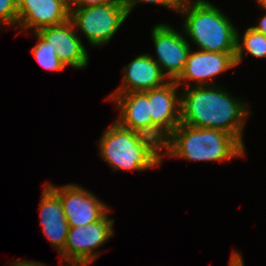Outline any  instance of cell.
Instances as JSON below:
<instances>
[{"instance_id":"9","label":"cell","mask_w":266,"mask_h":266,"mask_svg":"<svg viewBox=\"0 0 266 266\" xmlns=\"http://www.w3.org/2000/svg\"><path fill=\"white\" fill-rule=\"evenodd\" d=\"M46 184L60 197L69 227L87 225L99 221L109 210L98 196L78 184L55 186Z\"/></svg>"},{"instance_id":"6","label":"cell","mask_w":266,"mask_h":266,"mask_svg":"<svg viewBox=\"0 0 266 266\" xmlns=\"http://www.w3.org/2000/svg\"><path fill=\"white\" fill-rule=\"evenodd\" d=\"M110 210L99 220L87 225L69 227L64 250L60 253L66 266H89L100 254L96 249L104 246L114 235V218Z\"/></svg>"},{"instance_id":"10","label":"cell","mask_w":266,"mask_h":266,"mask_svg":"<svg viewBox=\"0 0 266 266\" xmlns=\"http://www.w3.org/2000/svg\"><path fill=\"white\" fill-rule=\"evenodd\" d=\"M236 67L235 53L190 50L185 68L175 81L182 88L215 85L213 78ZM184 82V83H183ZM213 83V84H212Z\"/></svg>"},{"instance_id":"3","label":"cell","mask_w":266,"mask_h":266,"mask_svg":"<svg viewBox=\"0 0 266 266\" xmlns=\"http://www.w3.org/2000/svg\"><path fill=\"white\" fill-rule=\"evenodd\" d=\"M99 155L113 171H145L162 163V146L148 135L122 127L117 121L97 141Z\"/></svg>"},{"instance_id":"17","label":"cell","mask_w":266,"mask_h":266,"mask_svg":"<svg viewBox=\"0 0 266 266\" xmlns=\"http://www.w3.org/2000/svg\"><path fill=\"white\" fill-rule=\"evenodd\" d=\"M32 33L38 39V42L31 51L41 67L51 72L64 71L66 67L58 58L56 50L49 43H46L36 32Z\"/></svg>"},{"instance_id":"16","label":"cell","mask_w":266,"mask_h":266,"mask_svg":"<svg viewBox=\"0 0 266 266\" xmlns=\"http://www.w3.org/2000/svg\"><path fill=\"white\" fill-rule=\"evenodd\" d=\"M244 53L256 58H266V36L263 33L256 31L254 28L249 27L245 30L242 37H240L237 28L235 53L236 66L243 61Z\"/></svg>"},{"instance_id":"18","label":"cell","mask_w":266,"mask_h":266,"mask_svg":"<svg viewBox=\"0 0 266 266\" xmlns=\"http://www.w3.org/2000/svg\"><path fill=\"white\" fill-rule=\"evenodd\" d=\"M18 4L17 0H0V26L17 28Z\"/></svg>"},{"instance_id":"4","label":"cell","mask_w":266,"mask_h":266,"mask_svg":"<svg viewBox=\"0 0 266 266\" xmlns=\"http://www.w3.org/2000/svg\"><path fill=\"white\" fill-rule=\"evenodd\" d=\"M178 14L184 18L183 34L198 50L236 53L237 27L216 5L206 0H183Z\"/></svg>"},{"instance_id":"1","label":"cell","mask_w":266,"mask_h":266,"mask_svg":"<svg viewBox=\"0 0 266 266\" xmlns=\"http://www.w3.org/2000/svg\"><path fill=\"white\" fill-rule=\"evenodd\" d=\"M180 94V123L224 131L246 147L243 131L252 111L245 101L229 94L220 84L181 88Z\"/></svg>"},{"instance_id":"5","label":"cell","mask_w":266,"mask_h":266,"mask_svg":"<svg viewBox=\"0 0 266 266\" xmlns=\"http://www.w3.org/2000/svg\"><path fill=\"white\" fill-rule=\"evenodd\" d=\"M70 20L91 46L102 47L112 40L128 18L122 0L90 7H69Z\"/></svg>"},{"instance_id":"15","label":"cell","mask_w":266,"mask_h":266,"mask_svg":"<svg viewBox=\"0 0 266 266\" xmlns=\"http://www.w3.org/2000/svg\"><path fill=\"white\" fill-rule=\"evenodd\" d=\"M39 210L41 231L60 254L67 241L69 225L60 197L47 184L42 191Z\"/></svg>"},{"instance_id":"19","label":"cell","mask_w":266,"mask_h":266,"mask_svg":"<svg viewBox=\"0 0 266 266\" xmlns=\"http://www.w3.org/2000/svg\"><path fill=\"white\" fill-rule=\"evenodd\" d=\"M122 2L127 9L128 15H130L133 8H135L139 3L157 4L178 12L180 7L182 6L183 0H122Z\"/></svg>"},{"instance_id":"22","label":"cell","mask_w":266,"mask_h":266,"mask_svg":"<svg viewBox=\"0 0 266 266\" xmlns=\"http://www.w3.org/2000/svg\"><path fill=\"white\" fill-rule=\"evenodd\" d=\"M10 266H47L44 263L28 260H15Z\"/></svg>"},{"instance_id":"12","label":"cell","mask_w":266,"mask_h":266,"mask_svg":"<svg viewBox=\"0 0 266 266\" xmlns=\"http://www.w3.org/2000/svg\"><path fill=\"white\" fill-rule=\"evenodd\" d=\"M17 28L21 32L56 26L70 19L69 0H17Z\"/></svg>"},{"instance_id":"14","label":"cell","mask_w":266,"mask_h":266,"mask_svg":"<svg viewBox=\"0 0 266 266\" xmlns=\"http://www.w3.org/2000/svg\"><path fill=\"white\" fill-rule=\"evenodd\" d=\"M119 111L116 121L124 128L148 135L152 138V120L148 96L144 92L111 94L106 98Z\"/></svg>"},{"instance_id":"20","label":"cell","mask_w":266,"mask_h":266,"mask_svg":"<svg viewBox=\"0 0 266 266\" xmlns=\"http://www.w3.org/2000/svg\"><path fill=\"white\" fill-rule=\"evenodd\" d=\"M116 0H69V7H90L108 4Z\"/></svg>"},{"instance_id":"21","label":"cell","mask_w":266,"mask_h":266,"mask_svg":"<svg viewBox=\"0 0 266 266\" xmlns=\"http://www.w3.org/2000/svg\"><path fill=\"white\" fill-rule=\"evenodd\" d=\"M241 252H237L236 250L232 251L229 266H244V261L242 259Z\"/></svg>"},{"instance_id":"7","label":"cell","mask_w":266,"mask_h":266,"mask_svg":"<svg viewBox=\"0 0 266 266\" xmlns=\"http://www.w3.org/2000/svg\"><path fill=\"white\" fill-rule=\"evenodd\" d=\"M153 41L157 58L151 56L159 65L169 81H176L182 74L191 45L181 32L170 24L160 23L152 27Z\"/></svg>"},{"instance_id":"8","label":"cell","mask_w":266,"mask_h":266,"mask_svg":"<svg viewBox=\"0 0 266 266\" xmlns=\"http://www.w3.org/2000/svg\"><path fill=\"white\" fill-rule=\"evenodd\" d=\"M178 92H181L180 87L175 81L144 92L149 100L152 138L161 146L180 124L181 94Z\"/></svg>"},{"instance_id":"2","label":"cell","mask_w":266,"mask_h":266,"mask_svg":"<svg viewBox=\"0 0 266 266\" xmlns=\"http://www.w3.org/2000/svg\"><path fill=\"white\" fill-rule=\"evenodd\" d=\"M245 150L233 135L224 131L180 123L162 146V159L166 156L196 162L222 163L235 157H244Z\"/></svg>"},{"instance_id":"13","label":"cell","mask_w":266,"mask_h":266,"mask_svg":"<svg viewBox=\"0 0 266 266\" xmlns=\"http://www.w3.org/2000/svg\"><path fill=\"white\" fill-rule=\"evenodd\" d=\"M122 79L121 85L111 94L145 92L169 82L159 65L148 53L136 56L128 65H125Z\"/></svg>"},{"instance_id":"23","label":"cell","mask_w":266,"mask_h":266,"mask_svg":"<svg viewBox=\"0 0 266 266\" xmlns=\"http://www.w3.org/2000/svg\"><path fill=\"white\" fill-rule=\"evenodd\" d=\"M251 27L254 28L256 31L263 33L266 36V12L264 15H262L260 20L257 22L256 26L254 25Z\"/></svg>"},{"instance_id":"24","label":"cell","mask_w":266,"mask_h":266,"mask_svg":"<svg viewBox=\"0 0 266 266\" xmlns=\"http://www.w3.org/2000/svg\"><path fill=\"white\" fill-rule=\"evenodd\" d=\"M261 9L266 10V0H256Z\"/></svg>"},{"instance_id":"11","label":"cell","mask_w":266,"mask_h":266,"mask_svg":"<svg viewBox=\"0 0 266 266\" xmlns=\"http://www.w3.org/2000/svg\"><path fill=\"white\" fill-rule=\"evenodd\" d=\"M76 31L73 22L69 19L60 25L41 28L36 33L56 50L58 58L66 68L71 66L81 70L87 67L89 54Z\"/></svg>"}]
</instances>
